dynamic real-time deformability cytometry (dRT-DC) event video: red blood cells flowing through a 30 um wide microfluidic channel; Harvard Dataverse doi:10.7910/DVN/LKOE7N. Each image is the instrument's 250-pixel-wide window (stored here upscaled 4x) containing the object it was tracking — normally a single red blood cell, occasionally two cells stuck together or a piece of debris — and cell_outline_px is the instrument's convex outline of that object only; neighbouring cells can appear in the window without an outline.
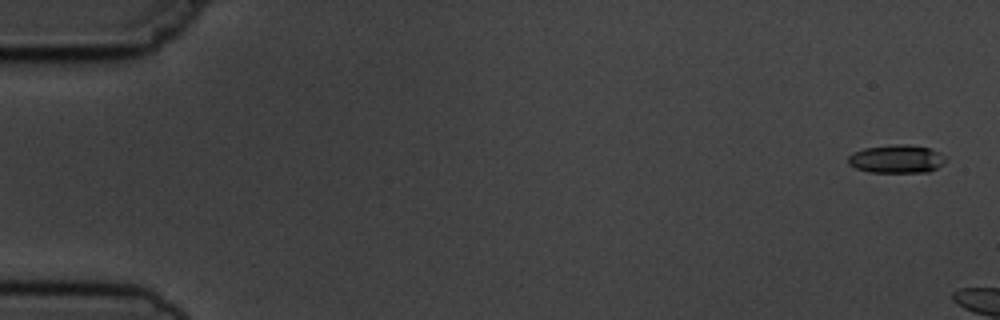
{"species": "common noctule bat (a hibernating species)", "species_latin": "Nyctalus noctula", "temperature_condition": "cold", "stored_images_in_passage": 4, "camera_frame_rate_fps": 3000, "um_per_image_px": 0.085, "animal": {"sex": "male", "body_mass_g": 19.5, "forearm_length_mm": 54.6}, "frame": {"image": 1, "passage_image": 1, "time_ms": 0.0, "image_size_px": [1000, 320], "cell_outline_px": [[948, 160], [944, 164], [928, 172], [868, 172], [856, 168], [848, 164], [848, 156], [852, 152], [864, 148], [896, 144], [908, 144], [928, 148], [944, 156]], "centroid_in_image_um": [76.19, 13.51], "position_along_channel_um": 8.8, "area_um2": 16.07}}